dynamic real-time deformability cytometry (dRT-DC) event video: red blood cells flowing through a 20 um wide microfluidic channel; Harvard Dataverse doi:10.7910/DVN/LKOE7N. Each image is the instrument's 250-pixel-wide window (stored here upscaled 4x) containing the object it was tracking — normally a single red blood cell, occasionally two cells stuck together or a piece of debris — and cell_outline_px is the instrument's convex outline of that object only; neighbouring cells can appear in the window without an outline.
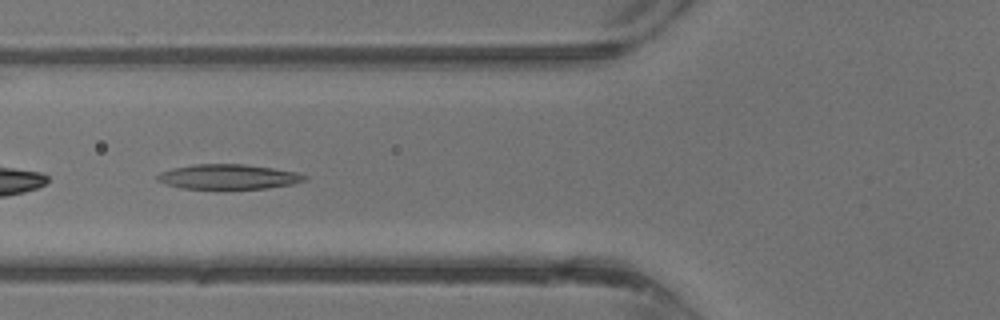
{"species": "common noctule bat (a hibernating species)", "species_latin": "Nyctalus noctula", "temperature_condition": "warm", "stored_images_in_passage": 29, "segment_of_instrument_passage": [1, 2], "camera_frame_rate_fps": 3000, "um_per_image_px": 0.085, "animal": {"sex": "male", "body_mass_g": 13.3}, "frame": {"image": 1, "passage_image": 5, "time_ms": 1.333, "image_size_px": [1000, 320], "cell_outline_px": [[308, 180], [292, 184], [268, 188], [184, 188], [168, 184], [156, 180], [156, 176], [160, 172], [172, 168], [192, 164], [244, 164], [272, 168], [296, 172], [308, 176]], "centroid_in_image_um": [19.43, 15.01], "position_along_channel_um": 106.4, "area_um2": 21.15}}
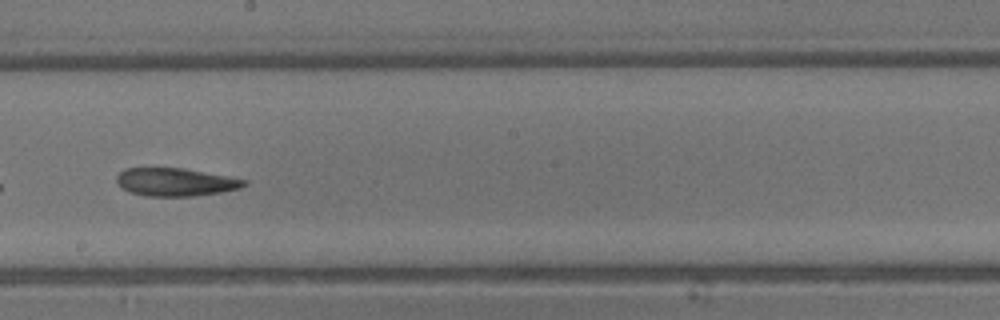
{"frame": {"image": 2, "passage_image": 12, "time_ms": 3.667, "image_size_px": [1000, 320], "cell_outline_px": [[248, 184], [240, 188], [220, 192], [192, 196], [144, 196], [120, 188], [116, 180], [116, 176], [124, 168], [184, 168], [228, 176], [248, 180]], "centroid_in_image_um": [14.91, 15.47], "position_along_channel_um": 233.3, "area_um2": 20.87}}
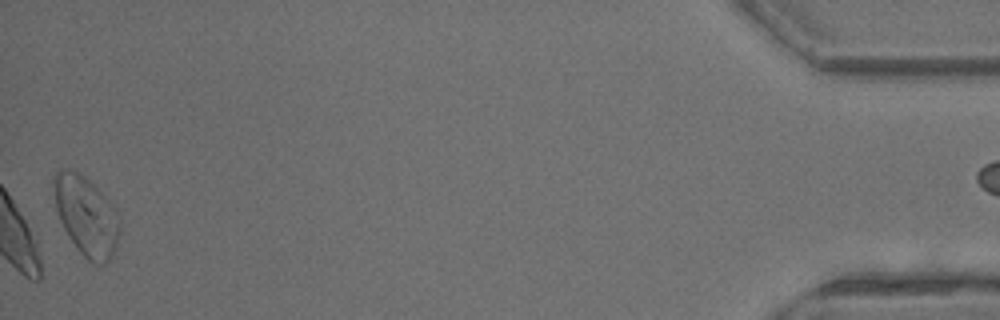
{"frame": {"image": 3, "passage_image": 28, "time_ms": 9.0, "image_size_px": [1000, 320], "cell_outline_px": [[120, 232], [116, 248], [112, 256], [104, 264], [96, 264], [88, 260], [76, 248], [68, 236], [60, 220], [56, 208], [52, 184], [52, 176], [56, 172], [64, 168], [68, 168], [80, 172], [116, 208], [120, 216]], "centroid_in_image_um": [7.33, 18.34], "position_along_channel_um": 427.9, "area_um2": 30.69}}